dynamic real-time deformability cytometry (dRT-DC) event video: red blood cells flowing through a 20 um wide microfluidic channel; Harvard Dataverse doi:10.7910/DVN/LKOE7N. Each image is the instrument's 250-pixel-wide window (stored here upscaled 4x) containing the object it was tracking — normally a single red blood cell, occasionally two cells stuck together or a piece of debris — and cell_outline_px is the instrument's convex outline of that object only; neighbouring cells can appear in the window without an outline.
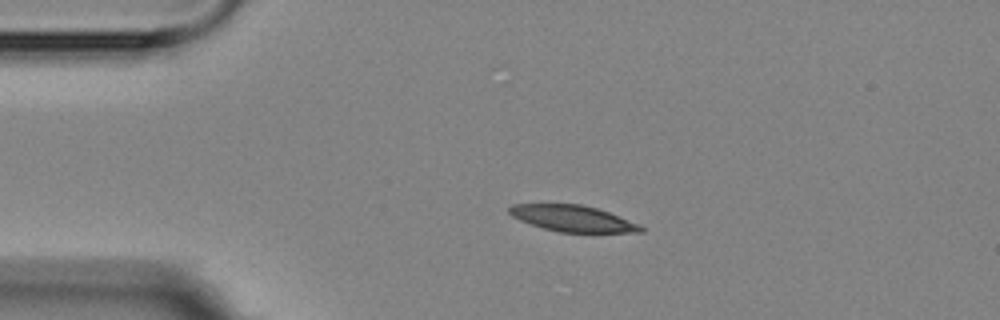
{"species": "Egyptian fruit bat (a non-hibernating species)", "species_latin": "Rousettus aegyptiacus", "temperature_condition": "room temperature", "stored_images_in_passage": 2, "camera_frame_rate_fps": 3000, "um_per_image_px": 0.085, "animal": {"sex": "female"}, "frame": {"image": 1, "passage_image": 1, "time_ms": 0.0, "image_size_px": [1000, 320], "cell_outline_px": [[644, 232], [560, 232], [544, 228], [520, 220], [512, 216], [508, 212], [508, 208], [512, 204], [580, 204], [596, 208], [620, 216], [640, 224], [644, 228]], "centroid_in_image_um": [48.69, 18.56], "position_along_channel_um": 36.3, "area_um2": 19.94}}